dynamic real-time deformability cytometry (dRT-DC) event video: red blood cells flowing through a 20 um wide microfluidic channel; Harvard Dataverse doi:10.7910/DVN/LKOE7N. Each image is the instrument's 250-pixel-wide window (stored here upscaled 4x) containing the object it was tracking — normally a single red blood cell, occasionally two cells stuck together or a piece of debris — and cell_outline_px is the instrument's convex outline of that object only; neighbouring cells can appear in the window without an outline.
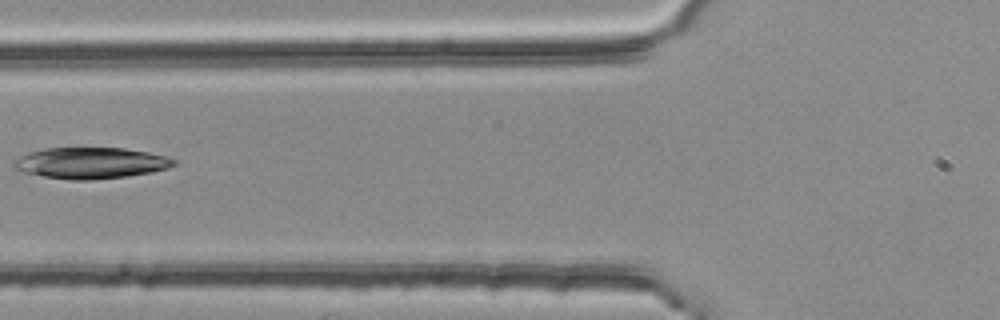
{"species": "common noctule bat (a hibernating species)", "species_latin": "Nyctalus noctula", "temperature_condition": "room temperature", "stored_images_in_passage": 6, "camera_frame_rate_fps": 3000, "um_per_image_px": 0.085, "animal": {"sex": "female", "body_mass_g": 25.1}, "frame": {"image": 1, "passage_image": 6, "time_ms": 1.667, "image_size_px": [1000, 320], "cell_outline_px": [[180, 164], [168, 168], [152, 172], [128, 176], [92, 180], [72, 180], [44, 176], [24, 172], [12, 168], [12, 160], [28, 152], [48, 148], [124, 148], [148, 152], [180, 160]], "centroid_in_image_um": [7.74, 13.85], "position_along_channel_um": 118.1, "area_um2": 29.36}}